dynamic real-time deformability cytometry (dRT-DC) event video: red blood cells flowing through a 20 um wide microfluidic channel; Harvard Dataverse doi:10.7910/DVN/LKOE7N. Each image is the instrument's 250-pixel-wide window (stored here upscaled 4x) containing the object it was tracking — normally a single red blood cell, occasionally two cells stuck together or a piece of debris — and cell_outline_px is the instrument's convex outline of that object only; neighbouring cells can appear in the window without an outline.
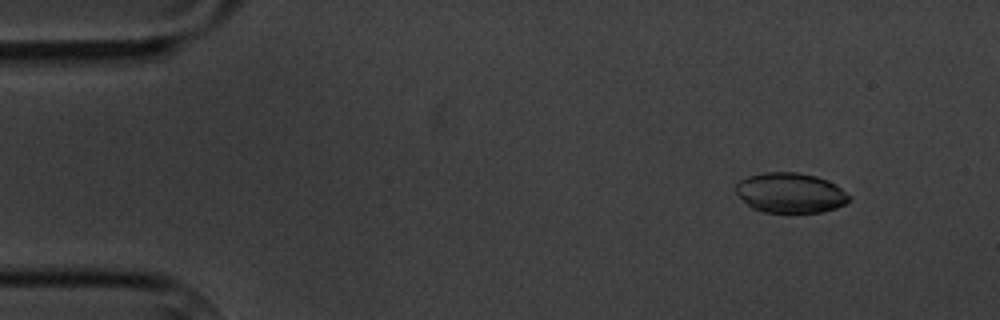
{"species": "common noctule bat (a hibernating species)", "species_latin": "Nyctalus noctula", "temperature_condition": "cold", "stored_images_in_passage": 14, "camera_frame_rate_fps": 3000, "um_per_image_px": 0.085, "animal": {"sex": "male", "body_mass_g": 20.1, "forearm_length_mm": 53.5}, "frame": {"image": 1, "passage_image": 1, "time_ms": 0.0, "image_size_px": [1000, 320], "cell_outline_px": [[852, 200], [836, 208], [820, 212], [764, 212], [752, 208], [736, 192], [736, 184], [740, 180], [748, 176], [764, 172], [796, 172], [816, 176], [828, 180], [836, 184], [852, 196]], "centroid_in_image_um": [67.23, 16.38], "position_along_channel_um": 17.8, "area_um2": 26.47}}
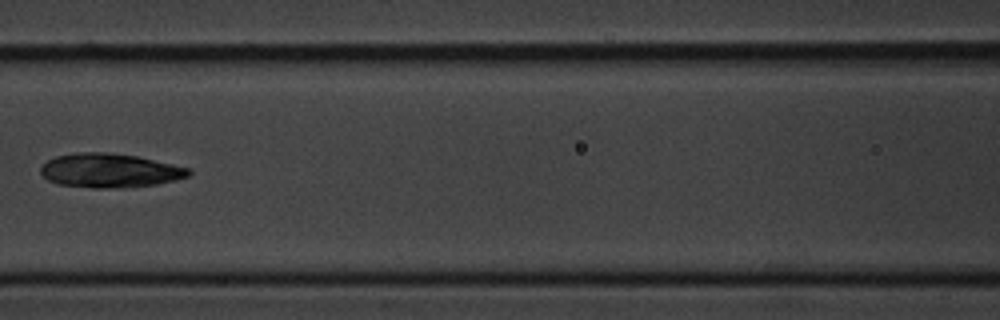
{"frame": {"image": 2, "passage_image": 6, "time_ms": 6.667, "image_size_px": [1000, 320], "cell_outline_px": [[192, 172], [188, 176], [176, 180], [156, 184], [108, 188], [92, 188], [56, 184], [48, 180], [40, 172], [40, 168], [48, 160], [56, 156], [76, 152], [108, 152], [136, 156], [172, 164], [188, 168]], "centroid_in_image_um": [9.29, 14.49], "position_along_channel_um": 157.3, "area_um2": 29.19}}
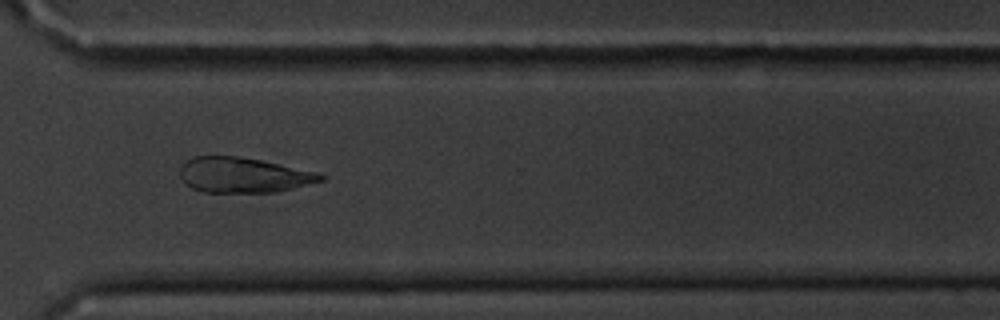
{"frame": {"image": 3, "passage_image": 11, "time_ms": 12.333, "image_size_px": [1000, 320], "cell_outline_px": [[324, 180], [292, 188], [272, 192], [204, 192], [192, 188], [180, 176], [180, 168], [192, 156], [236, 156], [260, 160], [316, 172], [324, 176]], "centroid_in_image_um": [20.66, 14.88], "position_along_channel_um": 349.9, "area_um2": 28.32}, "authors_computed_cell_mechanics": {"area_um2": 28.4087, "velocity_mm_per_s": 3.4077, "shape_relaxation_time_tau1_ms": 3.3499, "shape_relaxation_time_tau2_ms": 6.2574, "deformation_change_tau1": 0.0724, "deformation_change_tau2": 0.1159}}